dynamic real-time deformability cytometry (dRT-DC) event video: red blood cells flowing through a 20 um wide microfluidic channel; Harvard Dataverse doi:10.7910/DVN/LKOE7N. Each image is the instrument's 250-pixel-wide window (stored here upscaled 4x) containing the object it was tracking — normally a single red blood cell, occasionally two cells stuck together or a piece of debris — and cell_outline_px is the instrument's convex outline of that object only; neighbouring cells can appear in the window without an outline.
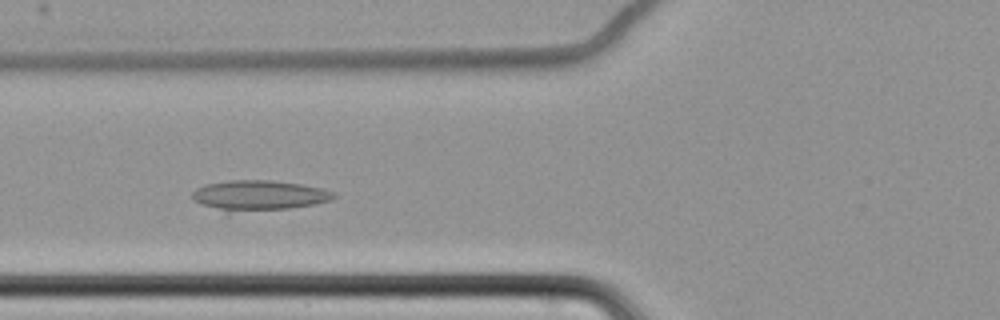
{"species": "common noctule bat (a hibernating species)", "species_latin": "Nyctalus noctula", "temperature_condition": "cold", "stored_images_in_passage": 30, "camera_frame_rate_fps": 3000, "um_per_image_px": 0.085, "animal": {"sex": "female", "body_mass_g": 22.7, "forearm_length_mm": 54.2}, "frame": {"image": 1, "passage_image": 7, "time_ms": 2.0, "image_size_px": [1000, 320], "cell_outline_px": [[336, 196], [332, 200], [316, 204], [288, 208], [224, 216], [192, 200], [192, 192], [196, 188], [204, 184], [228, 180], [272, 180], [300, 184], [320, 188], [332, 192]], "centroid_in_image_um": [21.86, 16.67], "position_along_channel_um": 103.9, "area_um2": 26.07}}
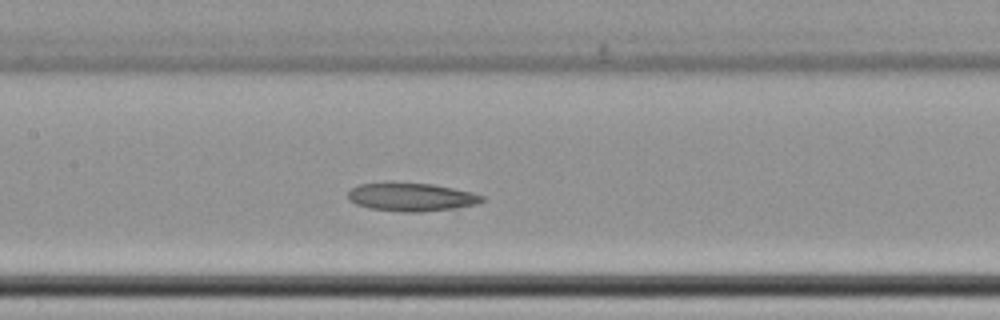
{"frame": {"image": 2, "passage_image": 13, "time_ms": 4.0, "image_size_px": [1000, 320], "cell_outline_px": [[484, 200], [476, 204], [456, 208], [420, 212], [404, 212], [368, 208], [356, 204], [348, 200], [348, 192], [352, 188], [360, 184], [384, 180], [392, 180], [432, 184], [472, 192], [484, 196]], "centroid_in_image_um": [34.9, 16.71], "position_along_channel_um": 172.5, "area_um2": 22.77}}
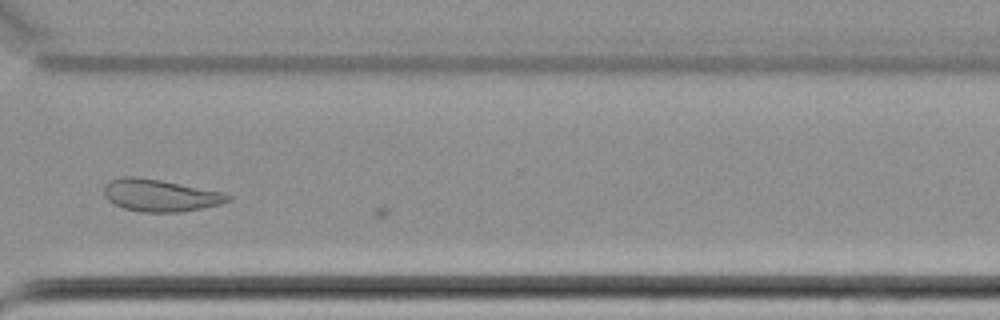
{"frame": {"image": 3, "passage_image": 29, "time_ms": 9.333, "image_size_px": [1000, 320], "cell_outline_px": [[232, 200], [220, 204], [180, 212], [140, 212], [124, 208], [108, 200], [104, 196], [104, 184], [112, 180], [124, 176], [136, 176], [160, 180], [224, 192], [232, 196]], "centroid_in_image_um": [13.62, 16.6], "position_along_channel_um": 357.0, "area_um2": 23.18}}